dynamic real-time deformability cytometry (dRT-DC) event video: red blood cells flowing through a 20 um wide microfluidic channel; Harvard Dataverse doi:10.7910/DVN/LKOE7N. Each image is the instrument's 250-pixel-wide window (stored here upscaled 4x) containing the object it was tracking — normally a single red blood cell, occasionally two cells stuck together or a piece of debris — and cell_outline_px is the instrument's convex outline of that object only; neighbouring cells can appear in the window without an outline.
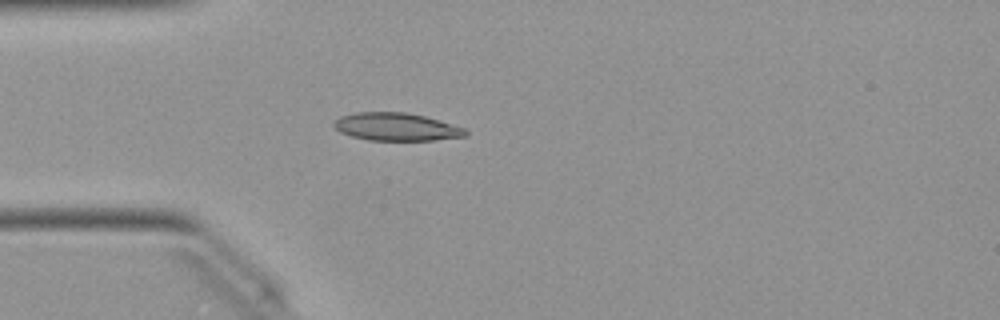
{"species": "Egyptian fruit bat (a non-hibernating species)", "species_latin": "Rousettus aegyptiacus", "temperature_condition": "warm", "stored_images_in_passage": 37, "camera_frame_rate_fps": 3000, "um_per_image_px": 0.085, "animal": {"sex": "female"}, "frame": {"image": 1, "passage_image": 1, "time_ms": 0.0, "image_size_px": [1000, 320], "cell_outline_px": [[468, 136], [432, 140], [368, 140], [352, 136], [340, 132], [332, 124], [340, 116], [356, 112], [408, 112], [424, 116], [464, 128], [468, 132]], "centroid_in_image_um": [33.68, 10.78], "position_along_channel_um": 51.3, "area_um2": 21.21}}
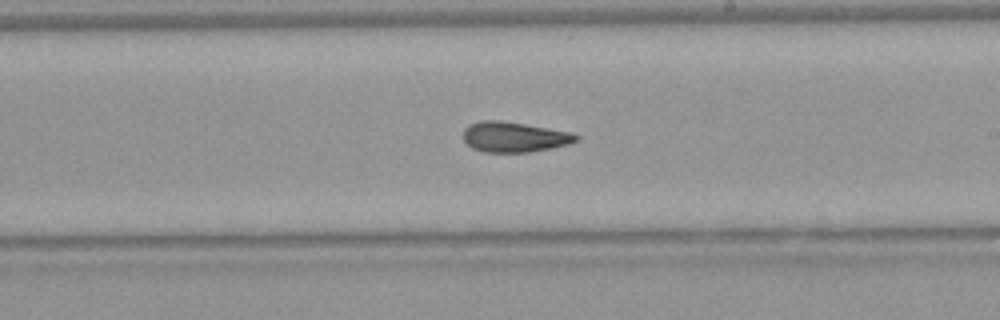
{"frame": {"image": 2, "passage_image": 16, "time_ms": 5.0, "image_size_px": [1000, 320], "cell_outline_px": [[580, 140], [568, 144], [552, 148], [528, 152], [484, 152], [472, 148], [464, 140], [464, 128], [468, 124], [480, 120], [500, 120], [572, 132], [580, 136]], "centroid_in_image_um": [43.72, 11.64], "position_along_channel_um": 245.3, "area_um2": 20.0}}
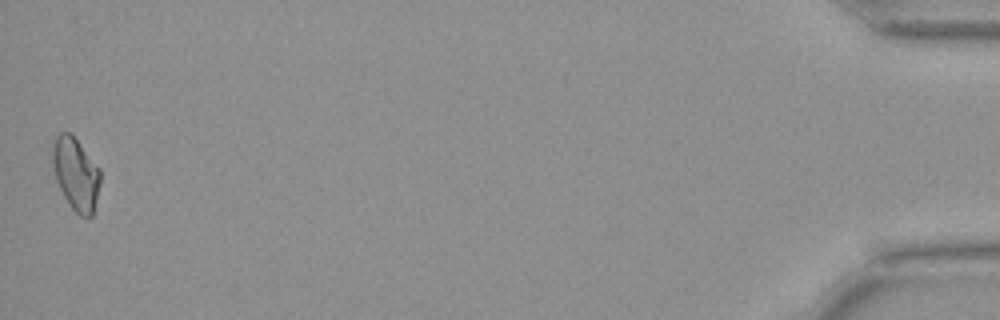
{"frame": {"image": 3, "passage_image": 37, "time_ms": 12.0, "image_size_px": [1000, 320], "cell_outline_px": [[100, 184], [92, 216], [80, 216], [68, 204], [56, 180], [52, 164], [52, 144], [56, 136], [60, 132], [68, 132], [76, 140], [100, 168]], "centroid_in_image_um": [6.43, 14.78], "position_along_channel_um": 428.8, "area_um2": 20.0}, "authors_computed_cell_mechanics": {"area_um2": 19.8254, "velocity_mm_per_s": 4.0406, "shape_relaxation_time_tau1_ms": null, "shape_relaxation_time_tau2_ms": 2.2919, "deformation_change_tau1": null, "deformation_change_tau2": 0.0787}}